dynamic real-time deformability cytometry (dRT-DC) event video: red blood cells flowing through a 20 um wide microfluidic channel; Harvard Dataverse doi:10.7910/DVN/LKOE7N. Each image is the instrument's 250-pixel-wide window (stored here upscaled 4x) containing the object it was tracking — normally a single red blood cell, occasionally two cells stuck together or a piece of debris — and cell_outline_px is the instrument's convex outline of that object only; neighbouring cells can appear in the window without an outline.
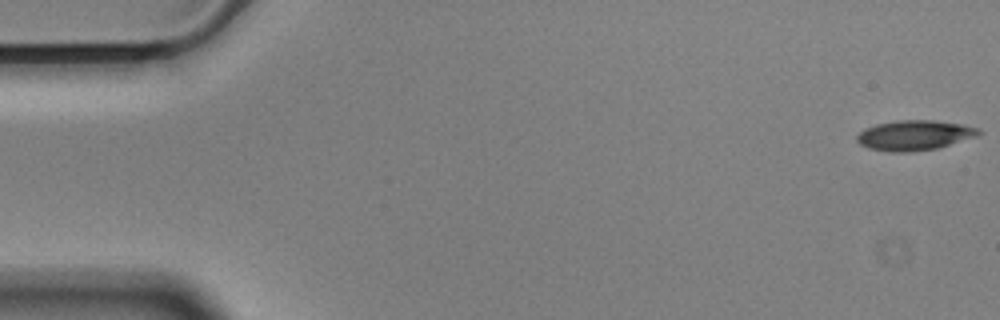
{"species": "Egyptian fruit bat (a non-hibernating species)", "species_latin": "Rousettus aegyptiacus", "temperature_condition": "cold", "stored_images_in_passage": 56, "camera_frame_rate_fps": 3000, "um_per_image_px": 0.085, "animal": {"sex": "male"}, "frame": {"image": 1, "passage_image": 1, "time_ms": 0.0, "image_size_px": [1000, 320], "cell_outline_px": [[980, 132], [976, 136], [936, 148], [912, 152], [888, 152], [868, 148], [860, 144], [856, 140], [856, 136], [864, 128], [876, 124], [896, 120], [932, 120], [960, 124], [976, 128]], "centroid_in_image_um": [77.64, 11.5], "position_along_channel_um": 7.4, "area_um2": 21.1}}
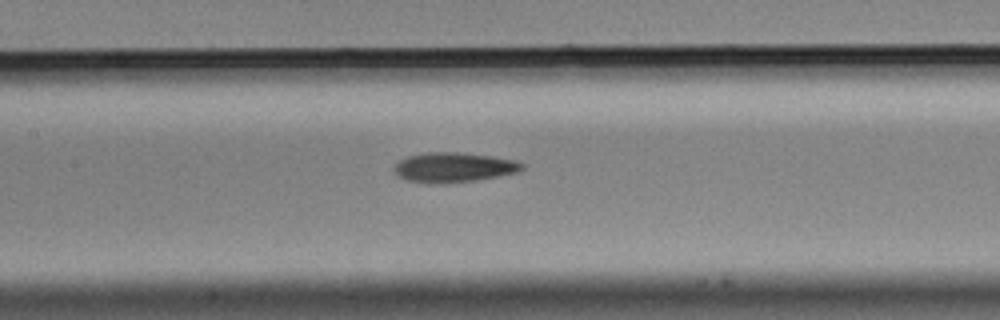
{"frame": {"image": 2, "passage_image": 26, "time_ms": 8.333, "image_size_px": [1000, 320], "cell_outline_px": [[524, 168], [520, 172], [500, 176], [476, 180], [444, 184], [428, 184], [408, 180], [400, 176], [392, 168], [400, 160], [408, 156], [424, 152], [456, 152], [492, 156], [516, 160], [524, 164]], "centroid_in_image_um": [38.6, 14.23], "position_along_channel_um": 168.8, "area_um2": 22.43}}
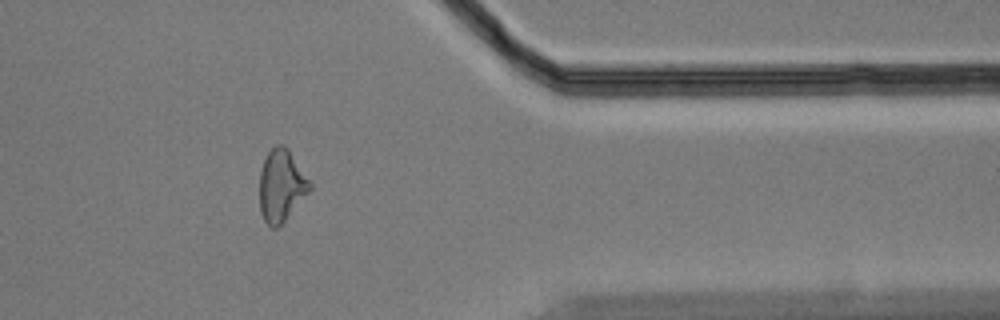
{"frame": {"image": 3, "passage_image": 46, "time_ms": 15.0, "image_size_px": [1000, 320], "cell_outline_px": [[312, 188], [284, 220], [276, 228], [272, 228], [264, 220], [260, 212], [260, 172], [264, 160], [268, 152], [276, 144], [284, 144], [288, 148], [312, 184]], "centroid_in_image_um": [23.9, 15.75], "position_along_channel_um": 387.5, "area_um2": 20.81}, "authors_computed_cell_mechanics": {"area_um2": 21.2415, "velocity_mm_per_s": 3.5417, "shape_relaxation_time_tau1_ms": 8.6833, "shape_relaxation_time_tau2_ms": 3.5572, "deformation_change_tau1": 0.17, "deformation_change_tau2": 0.1277}}